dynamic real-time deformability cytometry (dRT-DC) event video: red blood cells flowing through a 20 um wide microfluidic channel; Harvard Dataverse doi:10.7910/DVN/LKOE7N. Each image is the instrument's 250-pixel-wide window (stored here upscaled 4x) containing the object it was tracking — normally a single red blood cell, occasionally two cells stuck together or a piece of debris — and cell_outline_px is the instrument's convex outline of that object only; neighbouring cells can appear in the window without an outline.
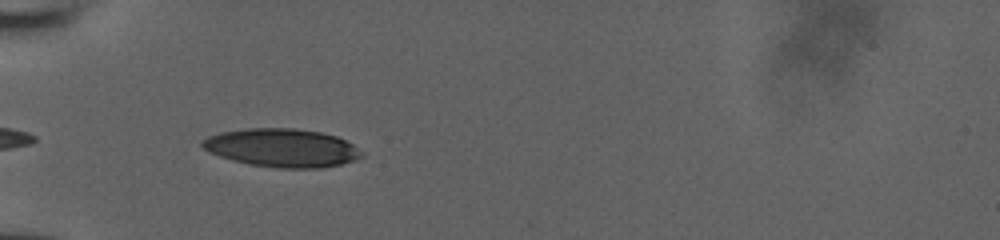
{"species": "human", "species_latin": "Homo sapiens", "temperature_condition": "room temperature", "stored_images_in_passage": 11, "camera_frame_rate_fps": 3000, "um_per_image_px": 0.085, "donor": {"sex": "male"}, "frame": {"image": 1, "passage_image": 1, "time_ms": 0.0, "image_size_px": [1000, 240], "cell_outline_px": [[364, 156], [340, 164], [320, 168], [276, 168], [252, 164], [232, 160], [208, 152], [200, 144], [200, 140], [208, 136], [220, 132], [248, 128], [296, 128], [320, 132], [336, 136], [352, 144], [364, 152]], "centroid_in_image_um": [23.95, 12.56], "position_along_channel_um": 61.1, "area_um2": 35.6}}
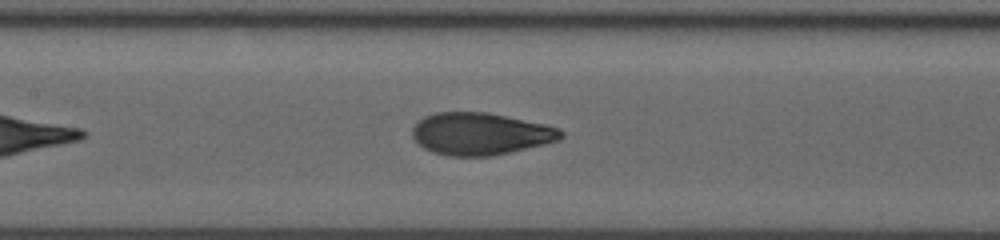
{"frame": {"image": 2, "passage_image": 8, "time_ms": 3.0, "image_size_px": [1000, 240], "cell_outline_px": [[564, 136], [560, 140], [544, 144], [492, 156], [448, 156], [432, 152], [424, 148], [412, 136], [412, 128], [416, 120], [424, 116], [436, 112], [488, 112], [544, 124], [560, 128], [564, 132]], "centroid_in_image_um": [40.82, 11.37], "position_along_channel_um": 166.6, "area_um2": 36.7}}
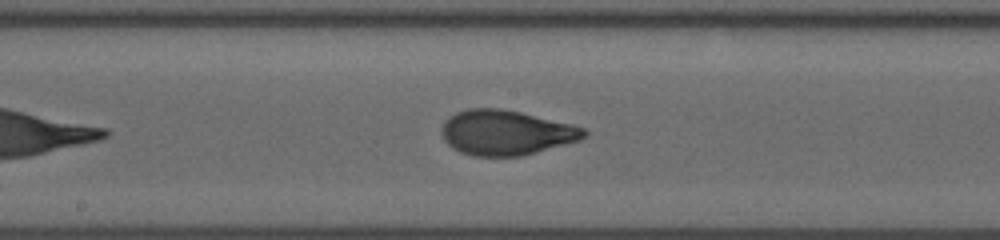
{"frame": {"image": 3, "passage_image": 10, "time_ms": 4.0, "image_size_px": [1000, 240], "cell_outline_px": [[588, 136], [580, 140], [520, 156], [472, 156], [460, 152], [452, 148], [444, 140], [440, 132], [440, 128], [444, 120], [448, 116], [456, 112], [468, 108], [500, 108], [520, 112], [572, 124], [584, 128], [588, 132]], "centroid_in_image_um": [42.97, 11.26], "position_along_channel_um": 205.2, "area_um2": 37.51}}